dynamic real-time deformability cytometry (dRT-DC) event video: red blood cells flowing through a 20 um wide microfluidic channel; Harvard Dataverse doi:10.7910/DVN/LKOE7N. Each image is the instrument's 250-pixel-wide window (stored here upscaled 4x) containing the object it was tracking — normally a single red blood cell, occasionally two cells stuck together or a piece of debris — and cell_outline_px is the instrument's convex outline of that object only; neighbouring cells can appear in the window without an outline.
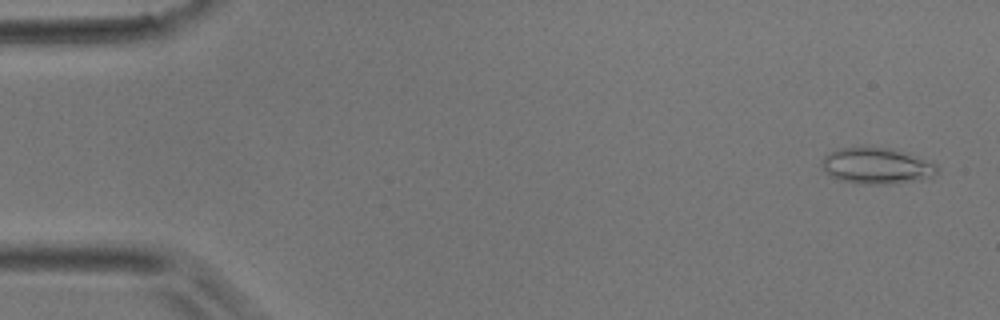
{"species": "common noctule bat (a hibernating species)", "species_latin": "Nyctalus noctula", "temperature_condition": "room temperature", "stored_images_in_passage": 3, "camera_frame_rate_fps": 3000, "um_per_image_px": 0.085, "animal": {"sex": "male", "body_mass_g": 17.9}, "frame": {"image": 1, "passage_image": 1, "time_ms": 0.0, "image_size_px": [1000, 320], "cell_outline_px": [[936, 172], [928, 180], [888, 184], [856, 184], [828, 176], [824, 172], [820, 160], [824, 156], [836, 148], [888, 148], [908, 152], [932, 160], [936, 164]], "centroid_in_image_um": [74.54, 14.11], "position_along_channel_um": 10.5, "area_um2": 24.8}}